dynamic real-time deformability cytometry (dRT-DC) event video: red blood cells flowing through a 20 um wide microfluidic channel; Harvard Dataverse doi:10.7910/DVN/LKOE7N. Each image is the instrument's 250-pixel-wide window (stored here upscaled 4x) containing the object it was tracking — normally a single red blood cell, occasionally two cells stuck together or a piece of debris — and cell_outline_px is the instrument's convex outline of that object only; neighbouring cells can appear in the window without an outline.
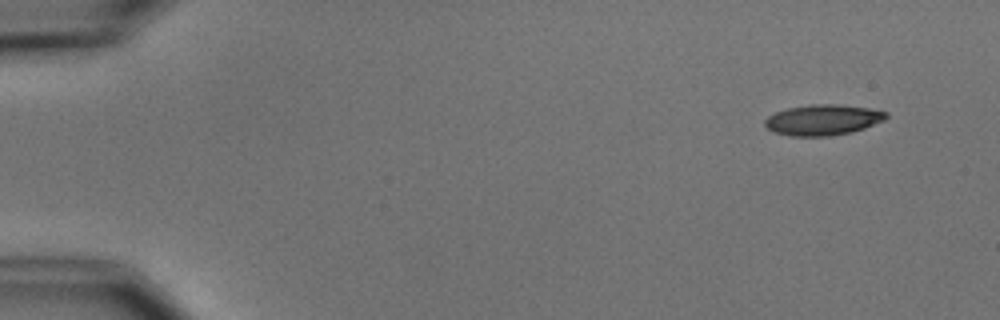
{"species": "common noctule bat (a hibernating species)", "species_latin": "Nyctalus noctula", "temperature_condition": "cold", "stored_images_in_passage": 5, "camera_frame_rate_fps": 3000, "um_per_image_px": 0.085, "animal": {"sex": "male", "body_mass_g": 15.6}, "frame": {"image": 1, "passage_image": 1, "time_ms": 0.0, "image_size_px": [1000, 320], "cell_outline_px": [[888, 116], [884, 120], [864, 128], [848, 132], [828, 136], [792, 136], [776, 132], [768, 128], [764, 124], [764, 120], [768, 116], [776, 112], [788, 108], [812, 104], [836, 104], [868, 108], [888, 112]], "centroid_in_image_um": [69.94, 10.18], "position_along_channel_um": 15.1, "area_um2": 21.39}}
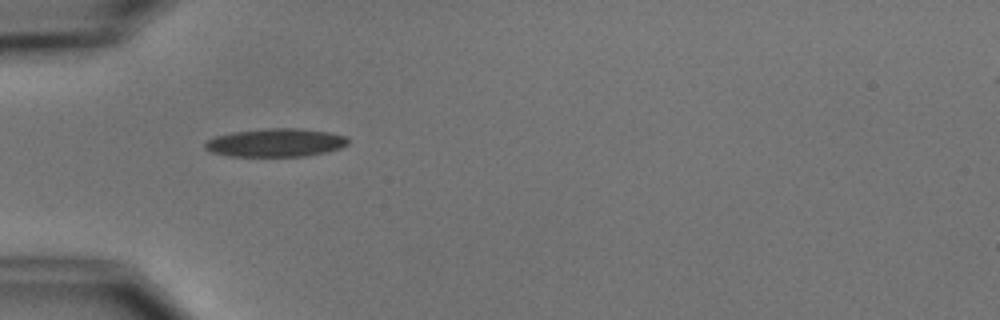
{"frame": {"image": 2, "passage_image": 4, "time_ms": 4.333, "image_size_px": [1000, 320], "cell_outline_px": [[348, 144], [340, 148], [324, 152], [304, 156], [228, 156], [212, 152], [204, 148], [204, 144], [208, 140], [216, 136], [232, 132], [268, 128], [300, 128], [328, 132], [348, 136]], "centroid_in_image_um": [23.44, 12.12], "position_along_channel_um": 61.6, "area_um2": 23.52}}